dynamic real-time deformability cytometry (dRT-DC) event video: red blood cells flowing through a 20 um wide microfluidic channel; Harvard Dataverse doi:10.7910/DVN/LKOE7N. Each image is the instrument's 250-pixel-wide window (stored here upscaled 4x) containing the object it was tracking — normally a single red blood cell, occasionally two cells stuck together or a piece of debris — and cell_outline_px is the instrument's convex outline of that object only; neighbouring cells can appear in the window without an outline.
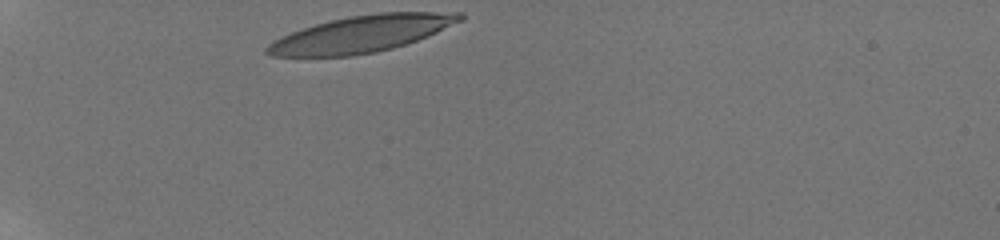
{"species": "human", "species_latin": "Homo sapiens", "temperature_condition": "room temperature", "stored_images_in_passage": 32, "camera_frame_rate_fps": 3000, "um_per_image_px": 0.085, "donor": {"sex": "male"}, "frame": {"image": 1, "passage_image": 1, "time_ms": 0.0, "image_size_px": [1000, 240], "cell_outline_px": [[464, 20], [428, 36], [392, 48], [376, 52], [352, 56], [272, 56], [264, 52], [264, 48], [268, 44], [292, 32], [316, 24], [348, 16], [380, 12], [464, 12]], "centroid_in_image_um": [30.78, 2.88], "position_along_channel_um": 54.2, "area_um2": 40.92}}
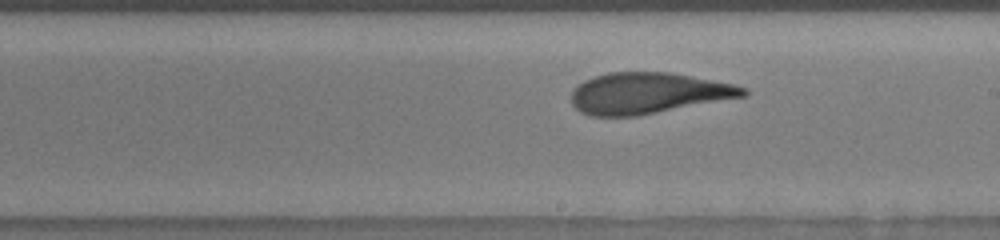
{"frame": {"image": 2, "passage_image": 18, "time_ms": 5.667, "image_size_px": [1000, 240], "cell_outline_px": [[748, 92], [744, 96], [636, 116], [588, 116], [580, 112], [572, 104], [572, 88], [584, 80], [608, 72], [668, 72], [736, 84], [748, 88]], "centroid_in_image_um": [55.05, 7.92], "position_along_channel_um": 233.9, "area_um2": 41.04}}
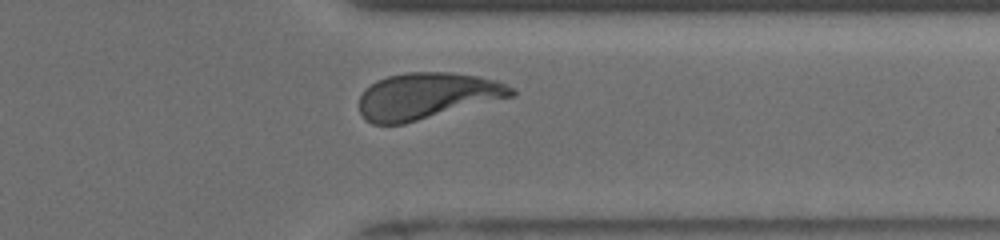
{"frame": {"image": 3, "passage_image": 29, "time_ms": 9.333, "image_size_px": [1000, 240], "cell_outline_px": [[516, 96], [404, 124], [372, 124], [364, 120], [360, 112], [360, 96], [364, 88], [376, 80], [388, 76], [408, 72], [448, 72], [480, 76], [496, 80], [512, 88], [516, 92]], "centroid_in_image_um": [36.29, 8.16], "position_along_channel_um": 375.1, "area_um2": 41.44}, "authors_computed_cell_mechanics": {"area_um2": 41.7316, "velocity_mm_per_s": 3.8383, "shape_relaxation_time_tau1_ms": 4.4687, "shape_relaxation_time_tau2_ms": 1.2053, "deformation_change_tau1": 0.2172, "deformation_change_tau2": 0.1026}}